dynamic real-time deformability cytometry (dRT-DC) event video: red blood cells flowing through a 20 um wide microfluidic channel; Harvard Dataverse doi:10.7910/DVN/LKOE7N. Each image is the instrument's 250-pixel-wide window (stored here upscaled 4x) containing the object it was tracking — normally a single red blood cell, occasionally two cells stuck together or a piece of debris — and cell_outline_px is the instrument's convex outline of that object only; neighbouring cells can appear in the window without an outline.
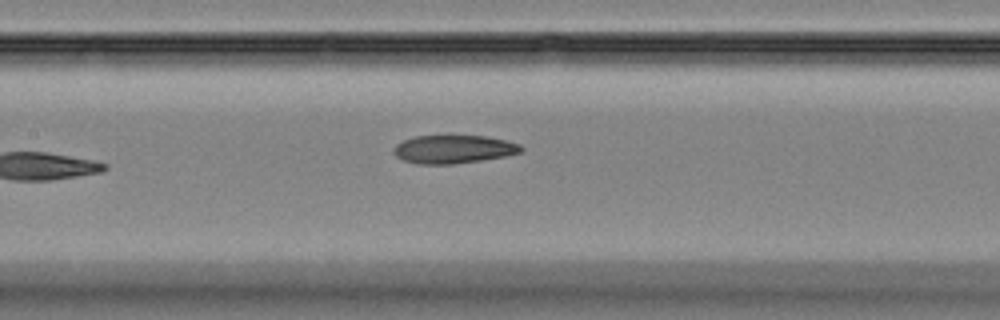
{"species": "Egyptian fruit bat (a non-hibernating species)", "species_latin": "Rousettus aegyptiacus", "temperature_condition": "room temperature", "stored_images_in_passage": 9, "segment_of_instrument_passage": [1, 2], "camera_frame_rate_fps": 3000, "um_per_image_px": 0.085, "animal": {"sex": "female"}, "frame": {"image": 1, "passage_image": 8, "time_ms": 2.333, "image_size_px": [1000, 320], "cell_outline_px": [[524, 148], [520, 152], [504, 156], [480, 160], [452, 164], [416, 164], [404, 160], [396, 156], [392, 152], [392, 148], [396, 144], [404, 140], [416, 136], [488, 136], [508, 140], [520, 144]], "centroid_in_image_um": [38.54, 12.68], "position_along_channel_um": 168.9, "area_um2": 20.98}}